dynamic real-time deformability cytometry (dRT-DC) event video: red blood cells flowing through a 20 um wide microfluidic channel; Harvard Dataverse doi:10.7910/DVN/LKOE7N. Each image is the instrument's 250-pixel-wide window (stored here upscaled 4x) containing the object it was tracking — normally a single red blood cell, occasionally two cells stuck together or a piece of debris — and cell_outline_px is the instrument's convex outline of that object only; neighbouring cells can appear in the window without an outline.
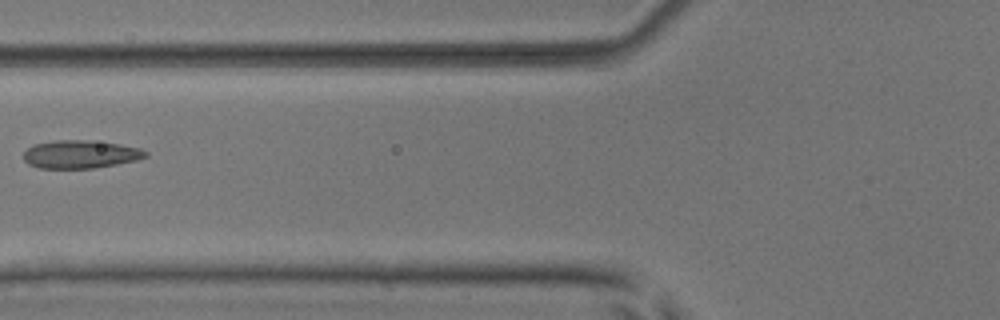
{"species": "common noctule bat (a hibernating species)", "species_latin": "Nyctalus noctula", "temperature_condition": "room temperature", "stored_images_in_passage": 6, "camera_frame_rate_fps": 3000, "um_per_image_px": 0.085, "animal": {"sex": "male", "body_mass_g": 17.9, "forearm_length_mm": 54.2}, "frame": {"image": 1, "passage_image": 5, "time_ms": 5.667, "image_size_px": [1000, 320], "cell_outline_px": [[148, 156], [136, 160], [116, 164], [92, 168], [40, 168], [28, 164], [24, 160], [24, 152], [28, 148], [36, 144], [56, 140], [92, 140], [120, 144], [140, 148], [148, 152]], "centroid_in_image_um": [6.86, 13.11], "position_along_channel_um": 118.9, "area_um2": 19.88}}
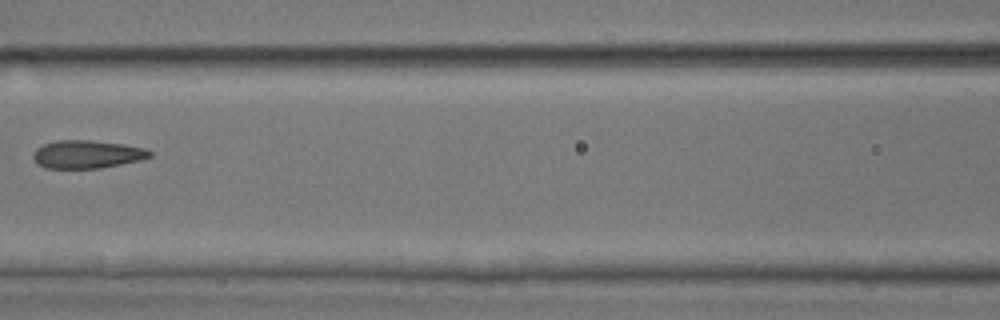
{"frame": {"image": 2, "passage_image": 6, "time_ms": 6.667, "image_size_px": [1000, 320], "cell_outline_px": [[152, 156], [140, 160], [100, 168], [44, 168], [36, 164], [32, 156], [32, 152], [36, 148], [44, 144], [56, 140], [88, 140], [124, 144], [144, 148], [152, 152]], "centroid_in_image_um": [7.35, 13.11], "position_along_channel_um": 159.2, "area_um2": 19.13}}